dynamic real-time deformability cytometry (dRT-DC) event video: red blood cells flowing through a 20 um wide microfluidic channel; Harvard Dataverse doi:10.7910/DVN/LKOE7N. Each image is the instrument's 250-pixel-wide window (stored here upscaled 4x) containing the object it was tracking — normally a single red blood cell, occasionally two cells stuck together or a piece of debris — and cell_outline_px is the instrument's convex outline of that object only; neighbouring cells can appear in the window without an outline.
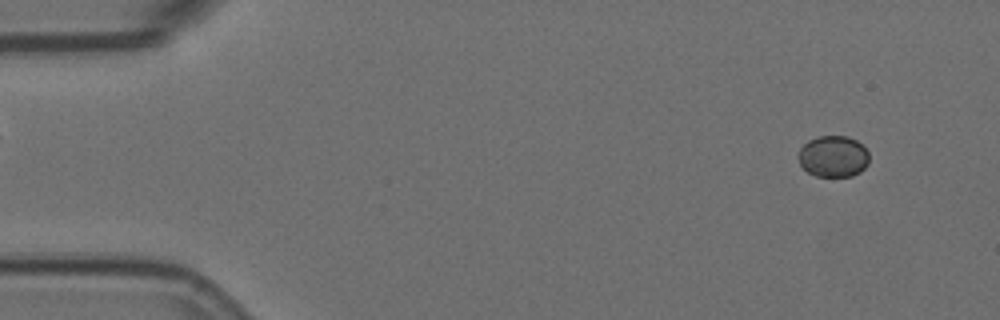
{"species": "Egyptian fruit bat (a non-hibernating species)", "species_latin": "Rousettus aegyptiacus", "temperature_condition": "room temperature", "stored_images_in_passage": 56, "camera_frame_rate_fps": 3000, "um_per_image_px": 0.085, "animal": {"sex": "female"}, "frame": {"image": 1, "passage_image": 4, "time_ms": 1.0, "image_size_px": [1000, 320], "cell_outline_px": [[868, 164], [860, 172], [852, 176], [816, 176], [808, 172], [800, 164], [796, 156], [800, 148], [808, 140], [820, 136], [848, 136], [856, 140], [868, 152]], "centroid_in_image_um": [70.8, 13.29], "position_along_channel_um": 14.2, "area_um2": 17.11}}
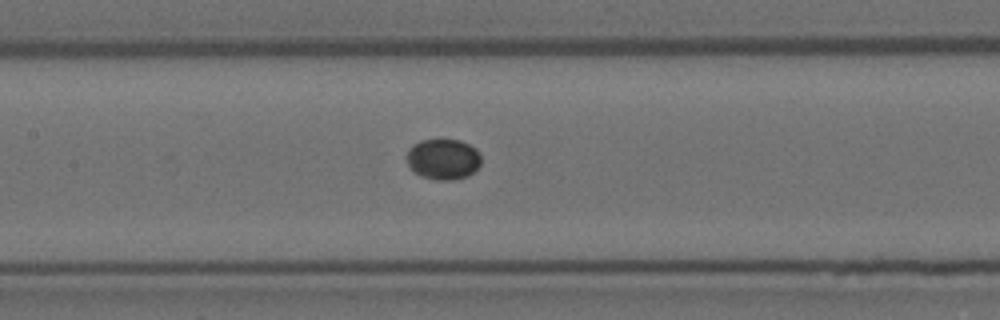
{"frame": {"image": 2, "passage_image": 26, "time_ms": 8.333, "image_size_px": [1000, 320], "cell_outline_px": [[480, 164], [468, 176], [452, 180], [436, 180], [420, 176], [412, 172], [404, 156], [408, 148], [412, 144], [420, 140], [460, 140], [476, 148], [480, 152]], "centroid_in_image_um": [37.61, 13.53], "position_along_channel_um": 169.8, "area_um2": 17.98}}
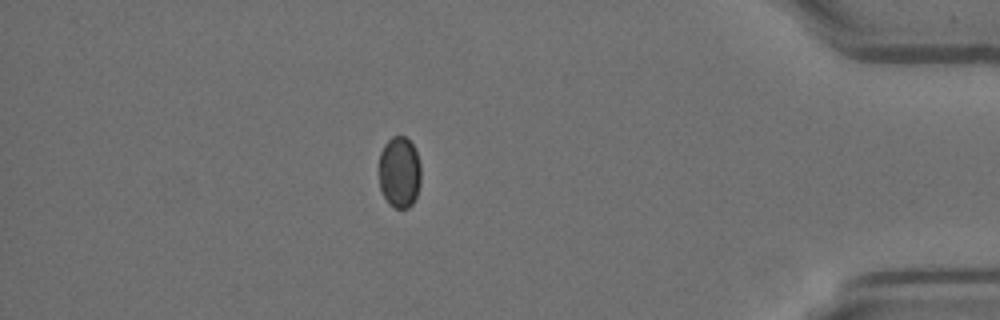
{"frame": {"image": 3, "passage_image": 49, "time_ms": 16.0, "image_size_px": [1000, 320], "cell_outline_px": [[420, 184], [416, 196], [412, 204], [408, 208], [396, 208], [388, 204], [380, 188], [380, 152], [384, 144], [392, 136], [404, 136], [412, 144], [416, 152], [420, 164]], "centroid_in_image_um": [33.95, 14.64], "position_along_channel_um": 401.2, "area_um2": 17.4}}